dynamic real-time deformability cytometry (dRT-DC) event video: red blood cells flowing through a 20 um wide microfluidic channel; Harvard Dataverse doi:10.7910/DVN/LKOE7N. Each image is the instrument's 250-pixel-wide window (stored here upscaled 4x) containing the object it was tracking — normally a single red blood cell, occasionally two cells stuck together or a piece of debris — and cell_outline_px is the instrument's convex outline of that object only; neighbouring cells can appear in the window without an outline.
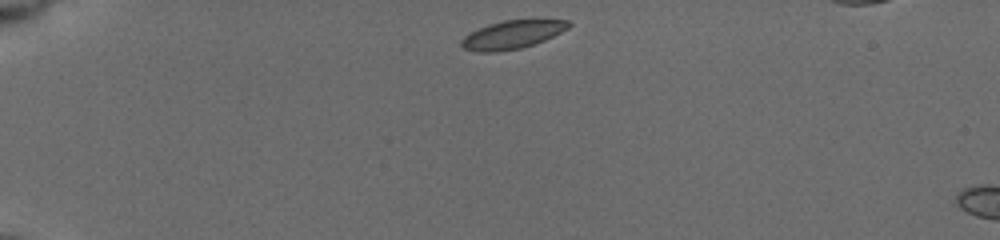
{"species": "common noctule bat (a hibernating species)", "species_latin": "Nyctalus noctula", "temperature_condition": "cold", "stored_images_in_passage": 6, "camera_frame_rate_fps": 3000, "um_per_image_px": 0.085, "animal": {"sex": "female", "body_mass_g": 19.5, "forearm_length_mm": 54.1}, "frame": {"image": 1, "passage_image": 1, "time_ms": 0.0, "image_size_px": [1000, 240], "cell_outline_px": [[572, 24], [568, 28], [544, 40], [520, 48], [496, 52], [480, 52], [464, 48], [460, 44], [460, 40], [464, 36], [488, 24], [504, 20], [568, 20]], "centroid_in_image_um": [43.52, 2.94], "position_along_channel_um": 41.5, "area_um2": 17.34}}